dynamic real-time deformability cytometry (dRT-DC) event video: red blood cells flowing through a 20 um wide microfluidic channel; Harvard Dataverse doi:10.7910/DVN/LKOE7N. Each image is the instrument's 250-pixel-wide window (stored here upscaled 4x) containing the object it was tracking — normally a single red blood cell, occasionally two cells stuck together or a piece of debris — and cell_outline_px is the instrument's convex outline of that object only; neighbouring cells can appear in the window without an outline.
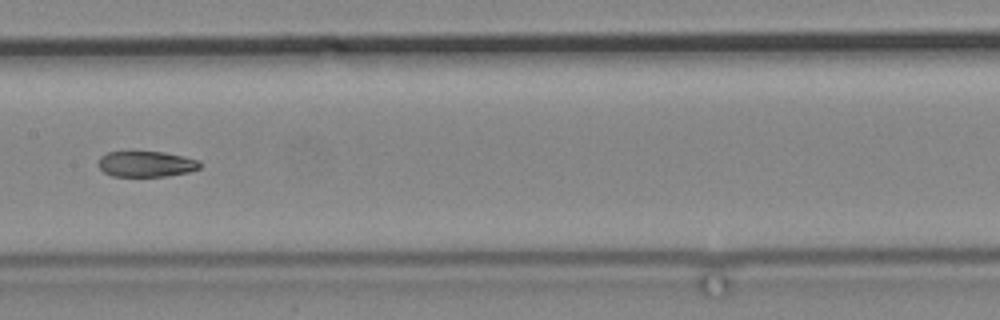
{"species": "common noctule bat (a hibernating species)", "species_latin": "Nyctalus noctula", "temperature_condition": "cold", "stored_images_in_passage": 14, "camera_frame_rate_fps": 3000, "um_per_image_px": 0.085, "animal": {"sex": "male", "body_mass_g": 19.2, "forearm_length_mm": 51.8}, "frame": {"image": 1, "passage_image": 12, "time_ms": 14.333, "image_size_px": [1000, 320], "cell_outline_px": [[200, 168], [188, 172], [168, 176], [112, 176], [104, 172], [100, 168], [100, 156], [108, 152], [164, 152], [184, 156], [200, 160]], "centroid_in_image_um": [12.46, 13.94], "position_along_channel_um": 194.9, "area_um2": 15.14}}
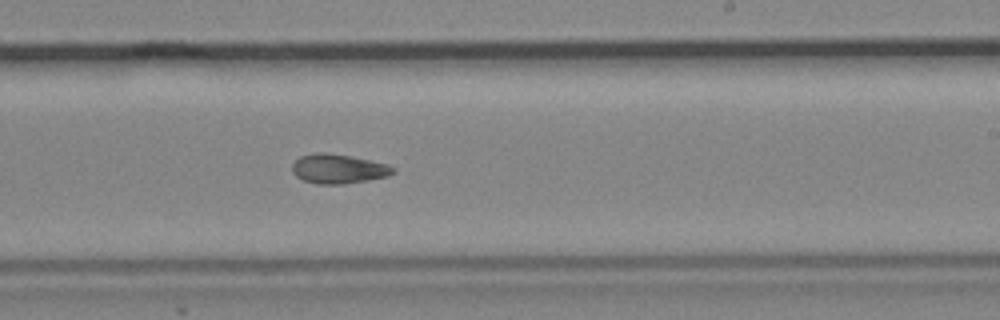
{"frame": {"image": 2, "passage_image": 14, "time_ms": 16.333, "image_size_px": [1000, 320], "cell_outline_px": [[396, 172], [388, 176], [368, 180], [344, 184], [316, 184], [304, 180], [296, 176], [292, 172], [292, 164], [300, 156], [316, 152], [324, 152], [352, 156], [388, 164], [396, 168]], "centroid_in_image_um": [28.78, 14.35], "position_along_channel_um": 260.2, "area_um2": 17.46}}